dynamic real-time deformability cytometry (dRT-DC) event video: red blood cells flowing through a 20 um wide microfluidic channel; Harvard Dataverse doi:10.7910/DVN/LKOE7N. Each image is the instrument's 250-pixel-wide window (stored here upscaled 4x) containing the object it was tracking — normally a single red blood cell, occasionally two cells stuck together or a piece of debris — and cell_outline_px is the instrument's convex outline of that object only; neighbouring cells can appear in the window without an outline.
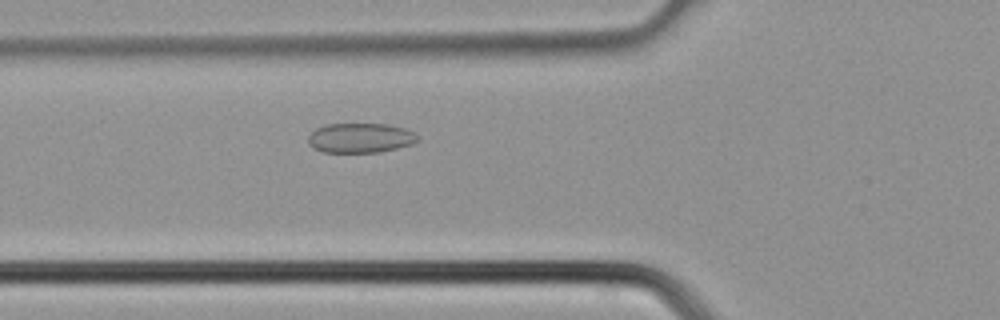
{"species": "common noctule bat (a hibernating species)", "species_latin": "Nyctalus noctula", "temperature_condition": "cold", "stored_images_in_passage": 35, "camera_frame_rate_fps": 3000, "um_per_image_px": 0.085, "animal": {"sex": "male", "body_mass_g": 21.5, "forearm_length_mm": 52.0}, "frame": {"image": 1, "passage_image": 10, "time_ms": 3.0, "image_size_px": [1000, 320], "cell_outline_px": [[420, 140], [412, 144], [380, 152], [324, 152], [312, 148], [308, 144], [308, 136], [316, 128], [328, 124], [388, 124], [404, 128], [416, 132], [420, 136]], "centroid_in_image_um": [30.66, 11.72], "position_along_channel_um": 95.1, "area_um2": 19.13}}
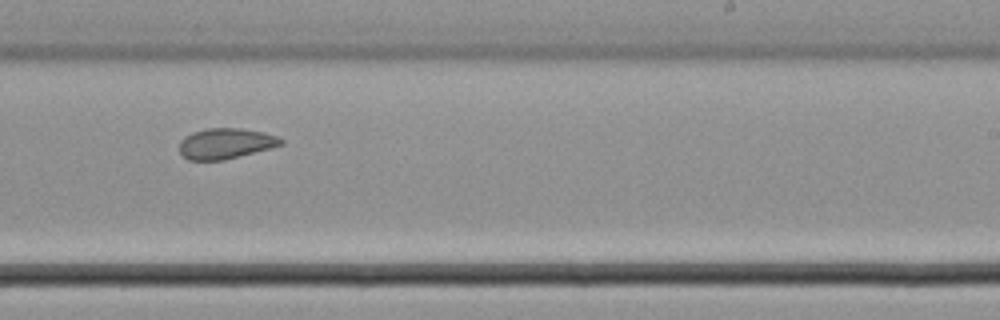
{"frame": {"image": 2, "passage_image": 20, "time_ms": 6.333, "image_size_px": [1000, 320], "cell_outline_px": [[284, 144], [272, 148], [224, 160], [188, 160], [180, 152], [180, 140], [184, 136], [192, 132], [208, 128], [240, 128], [264, 132], [276, 136], [284, 140]], "centroid_in_image_um": [19.19, 12.19], "position_along_channel_um": 269.8, "area_um2": 18.21}}
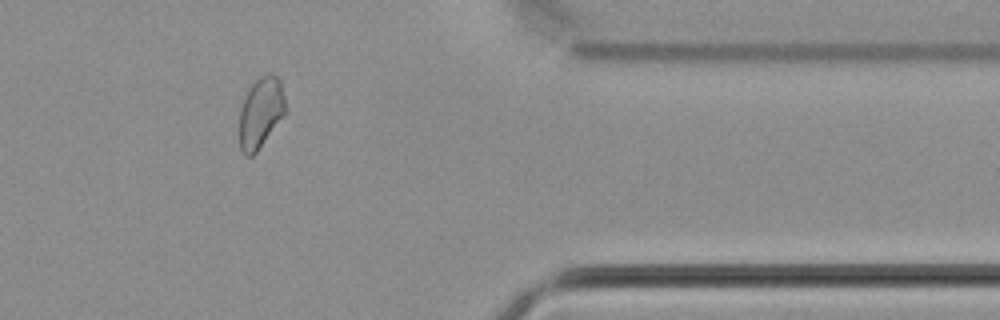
{"frame": {"image": 3, "passage_image": 28, "time_ms": 9.0, "image_size_px": [1000, 320], "cell_outline_px": [[284, 112], [256, 152], [252, 156], [244, 156], [240, 148], [240, 108], [244, 96], [252, 84], [256, 80], [272, 72], [280, 80], [284, 96]], "centroid_in_image_um": [22.12, 9.56], "position_along_channel_um": 389.3, "area_um2": 18.32}}